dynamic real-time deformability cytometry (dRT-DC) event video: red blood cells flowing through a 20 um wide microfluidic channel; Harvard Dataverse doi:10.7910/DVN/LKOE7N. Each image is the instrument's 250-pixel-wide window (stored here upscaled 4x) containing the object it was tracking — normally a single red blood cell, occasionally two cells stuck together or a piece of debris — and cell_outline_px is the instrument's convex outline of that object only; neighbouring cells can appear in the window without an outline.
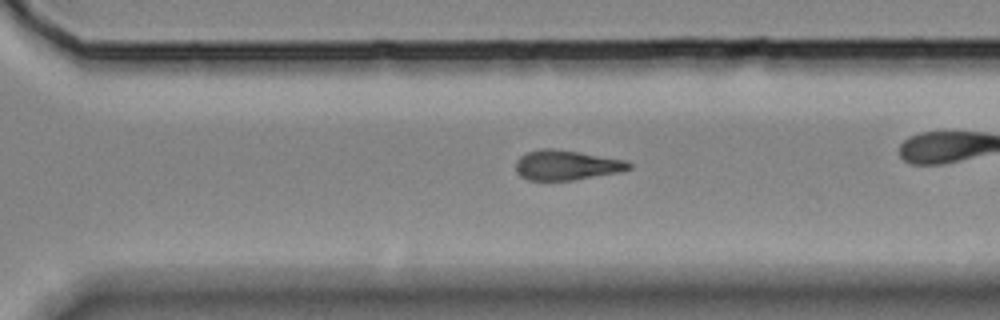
{"species": "Egyptian fruit bat (a non-hibernating species)", "species_latin": "Rousettus aegyptiacus", "temperature_condition": "room temperature", "stored_images_in_passage": 37, "camera_frame_rate_fps": 3000, "um_per_image_px": 0.085, "animal": {"sex": "female"}, "frame": {"image": 1, "passage_image": 32, "time_ms": 10.333, "image_size_px": [1000, 320], "cell_outline_px": [[632, 168], [620, 172], [572, 180], [528, 180], [520, 176], [516, 172], [516, 160], [520, 156], [528, 152], [540, 148], [556, 148], [628, 160], [632, 164]], "centroid_in_image_um": [48.16, 14.02], "position_along_channel_um": 322.4, "area_um2": 19.94}}